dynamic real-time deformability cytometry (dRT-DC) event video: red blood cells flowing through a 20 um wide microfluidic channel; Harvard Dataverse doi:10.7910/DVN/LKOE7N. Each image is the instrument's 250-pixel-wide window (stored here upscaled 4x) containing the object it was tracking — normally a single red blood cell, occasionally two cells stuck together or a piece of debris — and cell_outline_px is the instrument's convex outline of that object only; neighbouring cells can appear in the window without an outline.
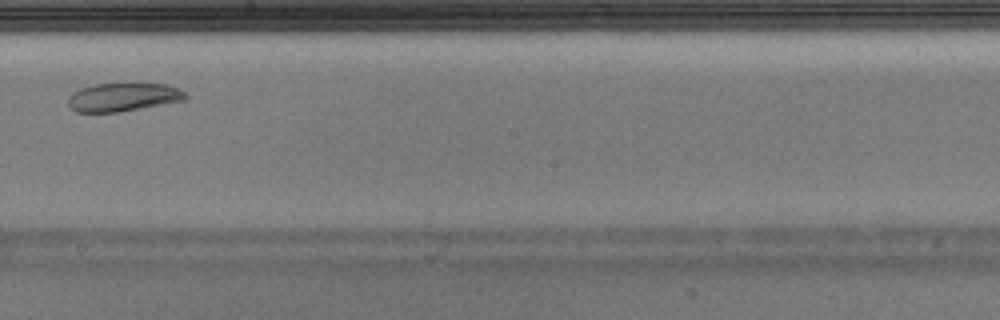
{"species": "Egyptian fruit bat (a non-hibernating species)", "species_latin": "Rousettus aegyptiacus", "temperature_condition": "warm", "stored_images_in_passage": 27, "camera_frame_rate_fps": 3000, "um_per_image_px": 0.085, "animal": {"sex": "male"}, "frame": {"image": 1, "passage_image": 16, "time_ms": 5.0, "image_size_px": [1000, 320], "cell_outline_px": [[188, 96], [184, 100], [120, 112], [76, 112], [68, 108], [68, 96], [72, 92], [80, 88], [96, 84], [132, 80], [168, 84], [184, 92]], "centroid_in_image_um": [10.45, 8.2], "position_along_channel_um": 237.8, "area_um2": 20.4}}